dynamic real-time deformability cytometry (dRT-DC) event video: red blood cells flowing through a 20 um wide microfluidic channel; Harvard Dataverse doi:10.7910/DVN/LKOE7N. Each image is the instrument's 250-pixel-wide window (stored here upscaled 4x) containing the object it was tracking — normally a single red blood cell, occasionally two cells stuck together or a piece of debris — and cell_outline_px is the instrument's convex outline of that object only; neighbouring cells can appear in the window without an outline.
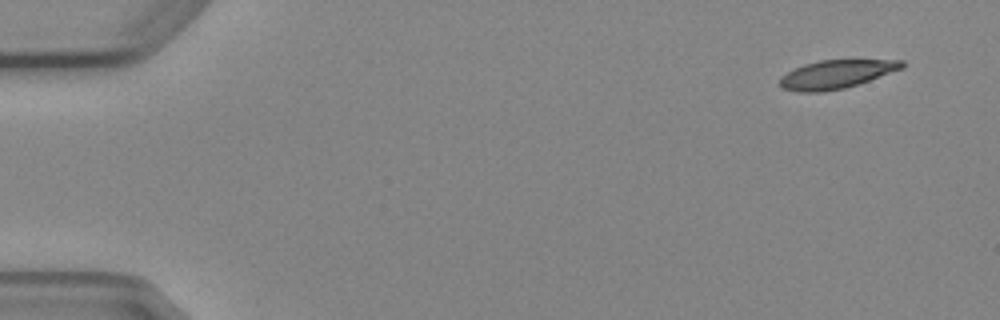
{"species": "Egyptian fruit bat (a non-hibernating species)", "species_latin": "Rousettus aegyptiacus", "temperature_condition": "cold", "stored_images_in_passage": 4, "camera_frame_rate_fps": 3000, "um_per_image_px": 0.085, "animal": {"sex": "female"}, "frame": {"image": 1, "passage_image": 1, "time_ms": 0.0, "image_size_px": [1000, 320], "cell_outline_px": [[904, 68], [844, 88], [820, 92], [796, 92], [780, 88], [780, 76], [804, 64], [820, 60], [904, 60]], "centroid_in_image_um": [71.04, 6.31], "position_along_channel_um": 14.0, "area_um2": 20.06}}
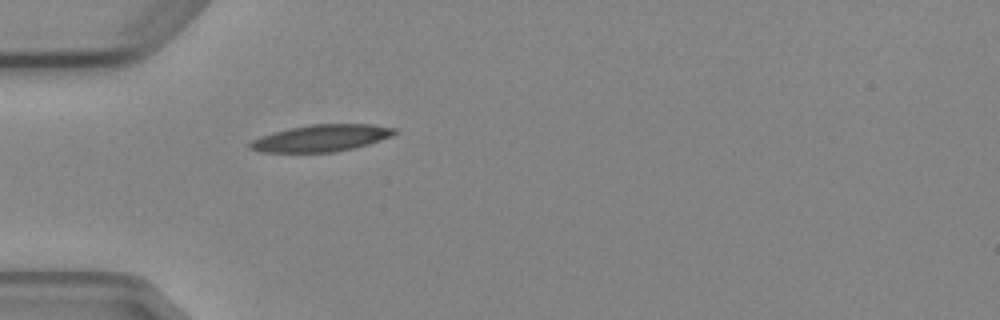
{"frame": {"image": 2, "passage_image": 4, "time_ms": 4.333, "image_size_px": [1000, 320], "cell_outline_px": [[396, 132], [392, 136], [368, 144], [352, 148], [332, 152], [260, 152], [248, 148], [248, 144], [252, 140], [260, 136], [272, 132], [312, 124], [372, 124], [396, 128]], "centroid_in_image_um": [27.28, 11.73], "position_along_channel_um": 57.7, "area_um2": 22.48}}